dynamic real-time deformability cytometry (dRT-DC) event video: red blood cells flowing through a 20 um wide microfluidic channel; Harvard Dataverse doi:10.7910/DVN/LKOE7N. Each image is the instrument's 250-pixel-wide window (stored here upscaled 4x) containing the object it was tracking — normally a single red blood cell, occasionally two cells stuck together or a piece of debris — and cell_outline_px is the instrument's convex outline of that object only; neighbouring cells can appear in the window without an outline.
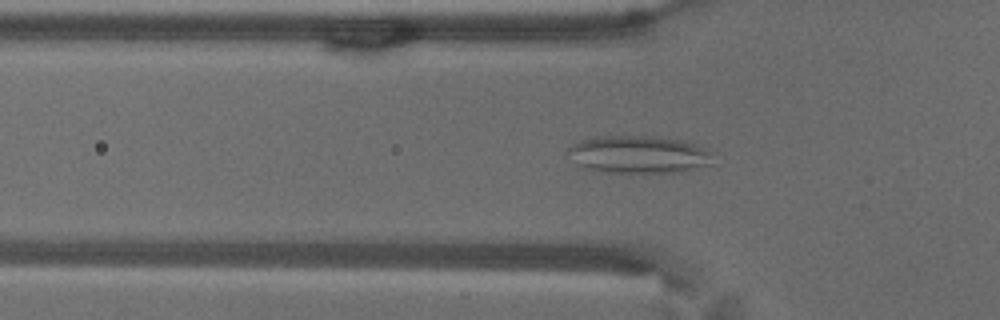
{"species": "common noctule bat (a hibernating species)", "species_latin": "Nyctalus noctula", "temperature_condition": "warm", "stored_images_in_passage": 47, "camera_frame_rate_fps": 3000, "um_per_image_px": 0.085, "animal": {"sex": "male", "body_mass_g": 18.8}, "frame": {"image": 1, "passage_image": 9, "time_ms": 2.667, "image_size_px": [1000, 320], "cell_outline_px": [[712, 164], [680, 172], [596, 172], [580, 168], [564, 152], [572, 144], [580, 140], [596, 136], [656, 136], [684, 140], [704, 148], [708, 152]], "centroid_in_image_um": [54.16, 13.13], "position_along_channel_um": 71.6, "area_um2": 32.08}}
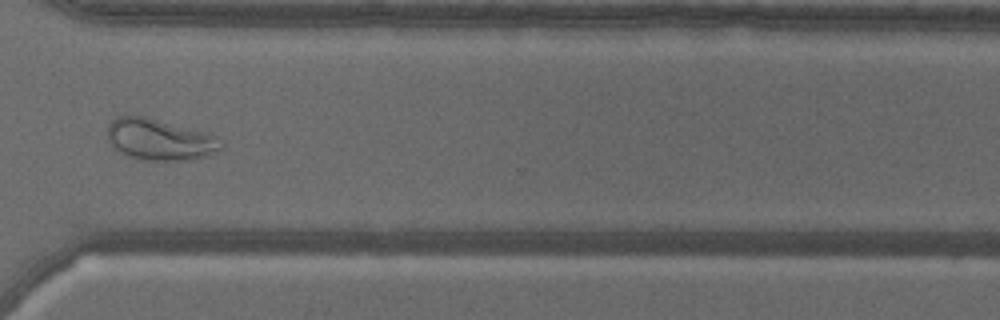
{"frame": {"image": 2, "passage_image": 33, "time_ms": 10.667, "image_size_px": [1000, 320], "cell_outline_px": [[224, 148], [204, 156], [184, 160], [140, 160], [128, 156], [120, 152], [108, 140], [108, 124], [116, 116], [144, 116], [208, 132], [224, 140]], "centroid_in_image_um": [13.61, 11.85], "position_along_channel_um": 357.0, "area_um2": 27.46}}
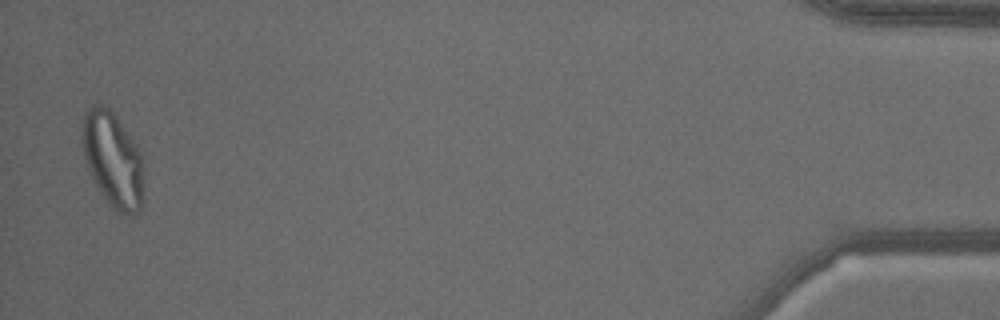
{"frame": {"image": 3, "passage_image": 46, "time_ms": 15.0, "image_size_px": [1000, 320], "cell_outline_px": [[140, 212], [128, 216], [124, 216], [116, 212], [108, 204], [100, 192], [88, 172], [80, 140], [80, 128], [84, 112], [96, 104], [104, 104], [112, 112], [136, 144], [140, 152]], "centroid_in_image_um": [9.49, 13.56], "position_along_channel_um": 425.7, "area_um2": 33.87}, "authors_computed_cell_mechanics": {"area_um2": 28.322, "velocity_mm_per_s": 3.5599, "shape_relaxation_time_tau1_ms": null, "shape_relaxation_time_tau2_ms": 1.0844, "deformation_change_tau1": null, "deformation_change_tau2": 0.0889}}